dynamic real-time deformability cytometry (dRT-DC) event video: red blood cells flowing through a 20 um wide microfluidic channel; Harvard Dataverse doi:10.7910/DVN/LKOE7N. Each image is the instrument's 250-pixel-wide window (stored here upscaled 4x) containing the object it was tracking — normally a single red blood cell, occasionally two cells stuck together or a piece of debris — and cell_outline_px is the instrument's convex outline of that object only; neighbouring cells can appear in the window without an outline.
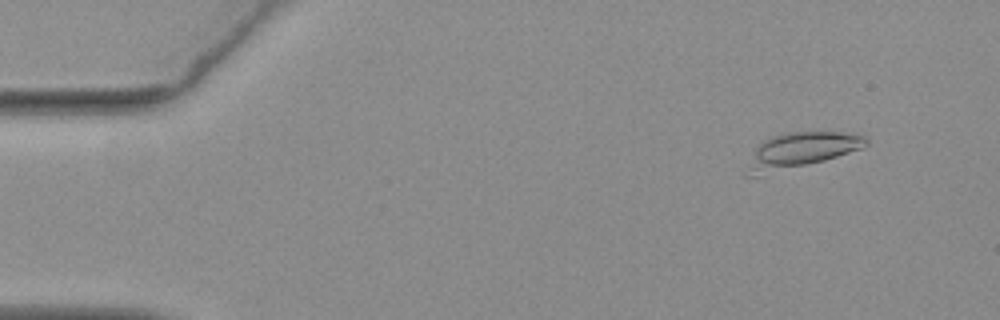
{"species": "common noctule bat (a hibernating species)", "species_latin": "Nyctalus noctula", "temperature_condition": "warm", "stored_images_in_passage": 46, "camera_frame_rate_fps": 3000, "um_per_image_px": 0.085, "animal": {"sex": "female", "body_mass_g": 19.3, "forearm_length_mm": 54.1}, "frame": {"image": 1, "passage_image": 5, "time_ms": 1.333, "image_size_px": [1000, 320], "cell_outline_px": [[868, 144], [860, 148], [824, 160], [804, 164], [768, 164], [760, 160], [756, 156], [756, 148], [764, 140], [772, 136], [784, 132], [840, 132], [864, 136], [868, 140]], "centroid_in_image_um": [68.62, 12.49], "position_along_channel_um": 16.4, "area_um2": 19.94}}
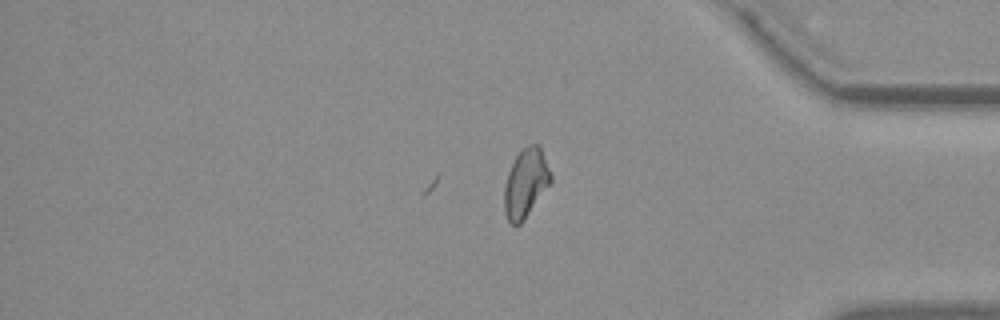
{"frame": {"image": 2, "passage_image": 46, "time_ms": 15.0, "image_size_px": [1000, 320], "cell_outline_px": [[552, 180], [524, 220], [520, 224], [512, 224], [508, 220], [504, 212], [504, 188], [508, 172], [516, 156], [524, 148], [532, 144], [540, 144], [552, 176]], "centroid_in_image_um": [44.68, 15.56], "position_along_channel_um": 390.5, "area_um2": 18.38}}